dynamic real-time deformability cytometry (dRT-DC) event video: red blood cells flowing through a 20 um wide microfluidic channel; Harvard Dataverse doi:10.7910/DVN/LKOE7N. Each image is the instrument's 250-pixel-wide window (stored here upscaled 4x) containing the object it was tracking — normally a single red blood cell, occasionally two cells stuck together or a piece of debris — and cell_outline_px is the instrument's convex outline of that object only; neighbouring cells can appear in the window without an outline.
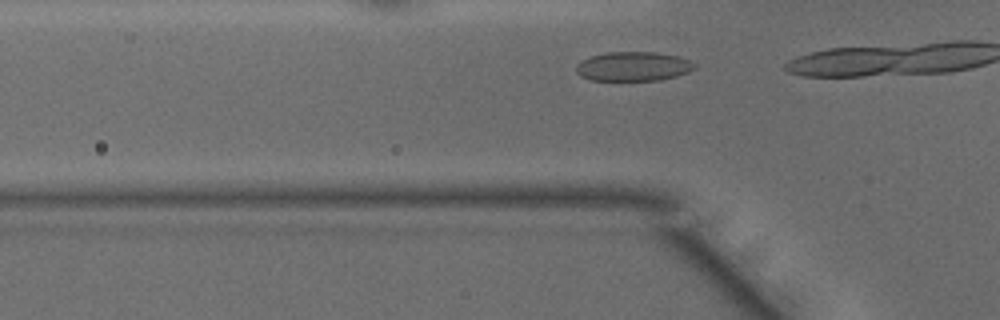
{"species": "common noctule bat (a hibernating species)", "species_latin": "Nyctalus noctula", "temperature_condition": "warm", "stored_images_in_passage": 7, "camera_frame_rate_fps": 3000, "um_per_image_px": 0.085, "animal": {"sex": "male", "body_mass_g": 15.6}, "frame": {"image": 1, "passage_image": 5, "time_ms": 1.333, "image_size_px": [1000, 320], "cell_outline_px": [[696, 68], [688, 72], [676, 76], [660, 80], [592, 80], [580, 76], [576, 72], [576, 64], [580, 60], [588, 56], [608, 52], [656, 52], [680, 56], [696, 64]], "centroid_in_image_um": [53.81, 5.63], "position_along_channel_um": 72.0, "area_um2": 20.4}}